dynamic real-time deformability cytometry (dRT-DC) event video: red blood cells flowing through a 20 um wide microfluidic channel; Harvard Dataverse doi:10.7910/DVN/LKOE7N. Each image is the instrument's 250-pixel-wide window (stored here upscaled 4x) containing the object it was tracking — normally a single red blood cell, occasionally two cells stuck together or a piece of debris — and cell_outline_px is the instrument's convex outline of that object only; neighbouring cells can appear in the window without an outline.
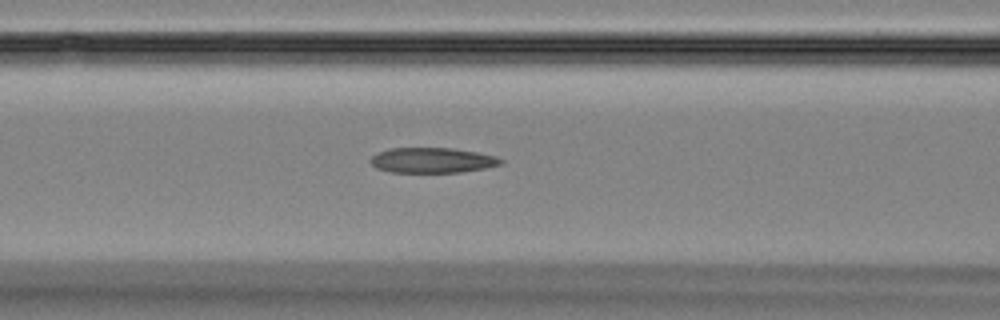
{"species": "Egyptian fruit bat (a non-hibernating species)", "species_latin": "Rousettus aegyptiacus", "temperature_condition": "room temperature", "stored_images_in_passage": 43, "camera_frame_rate_fps": 3000, "um_per_image_px": 0.085, "animal": {"sex": "female"}, "frame": {"image": 1, "passage_image": 11, "time_ms": 3.333, "image_size_px": [1000, 320], "cell_outline_px": [[504, 164], [484, 168], [460, 172], [388, 172], [376, 168], [368, 160], [372, 156], [380, 152], [392, 148], [452, 148], [476, 152], [496, 156], [504, 160]], "centroid_in_image_um": [36.75, 13.62], "position_along_channel_um": 129.8, "area_um2": 19.13}}
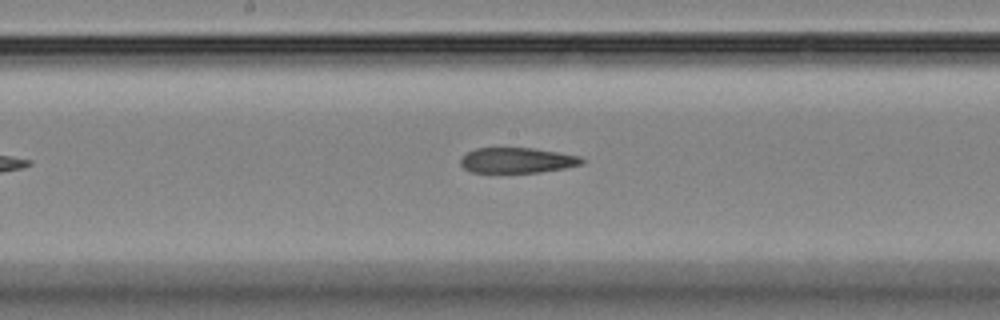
{"frame": {"image": 2, "passage_image": 17, "time_ms": 5.333, "image_size_px": [1000, 320], "cell_outline_px": [[584, 164], [564, 168], [540, 172], [472, 172], [464, 168], [460, 164], [460, 156], [476, 148], [532, 148], [580, 156], [584, 160]], "centroid_in_image_um": [43.94, 13.62], "position_along_channel_um": 204.3, "area_um2": 17.86}}
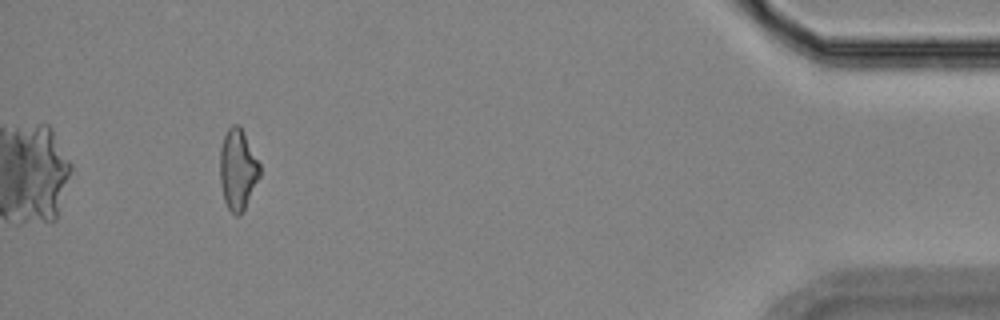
{"frame": {"image": 3, "passage_image": 39, "time_ms": 12.667, "image_size_px": [1000, 320], "cell_outline_px": [[260, 176], [244, 212], [240, 216], [236, 216], [228, 208], [224, 200], [220, 184], [220, 148], [224, 136], [228, 128], [232, 124], [236, 124], [240, 128], [260, 164]], "centroid_in_image_um": [20.2, 14.47], "position_along_channel_um": 415.0, "area_um2": 18.67}}